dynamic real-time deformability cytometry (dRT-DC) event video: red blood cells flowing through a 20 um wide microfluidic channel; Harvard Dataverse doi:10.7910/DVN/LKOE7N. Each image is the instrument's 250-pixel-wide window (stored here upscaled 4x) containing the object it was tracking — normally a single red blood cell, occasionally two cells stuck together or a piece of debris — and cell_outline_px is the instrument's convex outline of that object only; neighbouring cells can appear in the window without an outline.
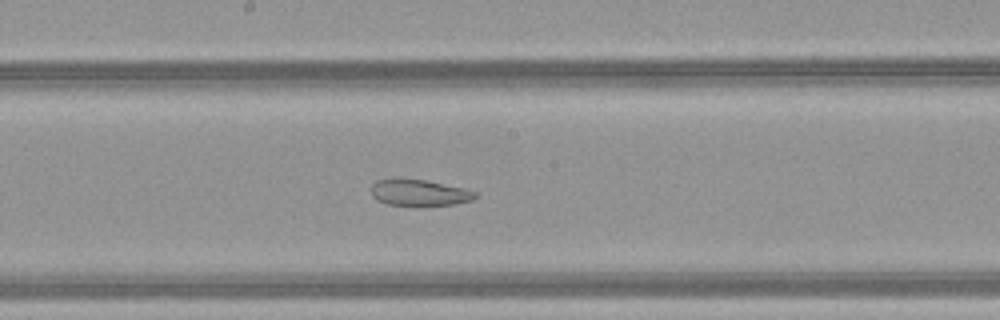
{"species": "common noctule bat (a hibernating species)", "species_latin": "Nyctalus noctula", "temperature_condition": "warm", "stored_images_in_passage": 49, "camera_frame_rate_fps": 3000, "um_per_image_px": 0.085, "animal": {"sex": "female", "body_mass_g": 21.9}, "frame": {"image": 1, "passage_image": 27, "time_ms": 8.667, "image_size_px": [1000, 320], "cell_outline_px": [[480, 196], [472, 200], [452, 204], [412, 208], [388, 204], [376, 200], [372, 196], [372, 184], [376, 180], [424, 180], [464, 188], [476, 192]], "centroid_in_image_um": [35.66, 16.44], "position_along_channel_um": 212.5, "area_um2": 16.18}}
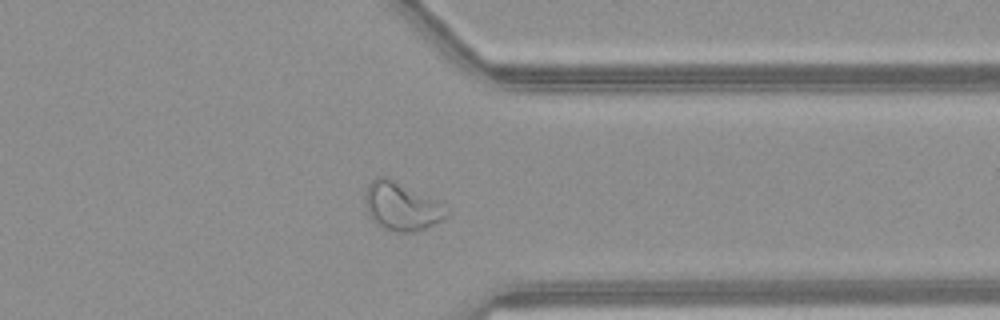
{"frame": {"image": 2, "passage_image": 39, "time_ms": 12.667, "image_size_px": [1000, 320], "cell_outline_px": [[448, 216], [424, 228], [412, 232], [396, 232], [384, 228], [376, 224], [368, 212], [364, 204], [364, 192], [368, 184], [376, 176], [388, 176], [436, 200], [448, 212]], "centroid_in_image_um": [34.06, 17.51], "position_along_channel_um": 377.3, "area_um2": 22.72}}
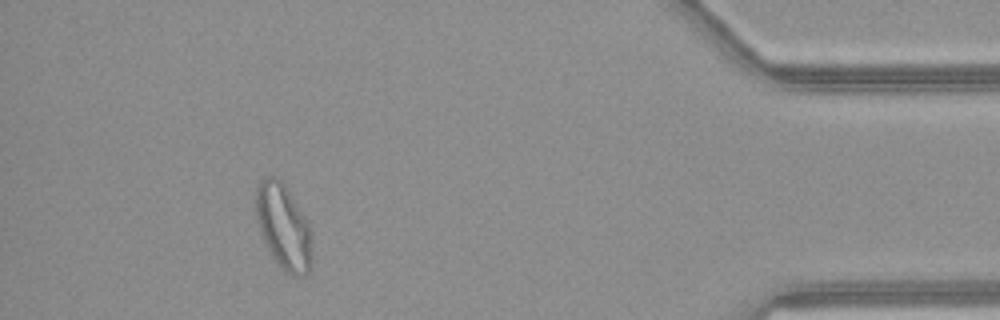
{"frame": {"image": 3, "passage_image": 45, "time_ms": 14.667, "image_size_px": [1000, 320], "cell_outline_px": [[312, 268], [304, 276], [292, 276], [272, 256], [260, 232], [256, 220], [256, 188], [260, 180], [264, 176], [276, 176], [284, 184], [292, 196], [308, 224], [312, 232]], "centroid_in_image_um": [24.11, 19.27], "position_along_channel_um": 411.1, "area_um2": 27.8}, "authors_computed_cell_mechanics": {"area_um2": 24.854, "velocity_mm_per_s": 4.177, "shape_relaxation_time_tau1_ms": null, "shape_relaxation_time_tau2_ms": 1.994, "deformation_change_tau1": null, "deformation_change_tau2": 0.0778}}